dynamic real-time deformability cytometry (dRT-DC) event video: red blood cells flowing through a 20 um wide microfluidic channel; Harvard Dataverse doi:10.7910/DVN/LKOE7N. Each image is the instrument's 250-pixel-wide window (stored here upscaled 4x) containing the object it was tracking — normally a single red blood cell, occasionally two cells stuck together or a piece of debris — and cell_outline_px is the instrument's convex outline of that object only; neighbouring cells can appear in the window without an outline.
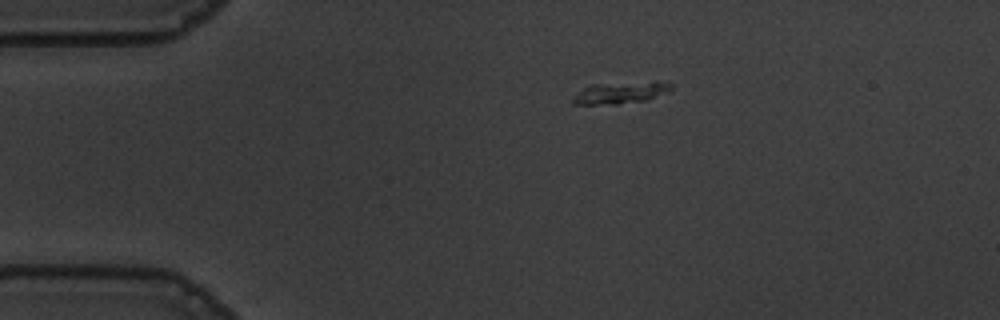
{"species": "common noctule bat (a hibernating species)", "species_latin": "Nyctalus noctula", "temperature_condition": "warm", "stored_images_in_passage": 45, "camera_frame_rate_fps": 3000, "um_per_image_px": 0.085, "animal": {"sex": "male", "body_mass_g": 19.5, "forearm_length_mm": 54.6}, "frame": {"image": 1, "passage_image": 1, "time_ms": 0.0, "image_size_px": [1000, 320], "cell_outline_px": [[672, 88], [668, 92], [648, 100], [616, 104], [572, 104], [572, 96], [588, 84], [656, 80], [672, 84]], "centroid_in_image_um": [52.75, 7.85], "position_along_channel_um": 32.3, "area_um2": 12.95}}
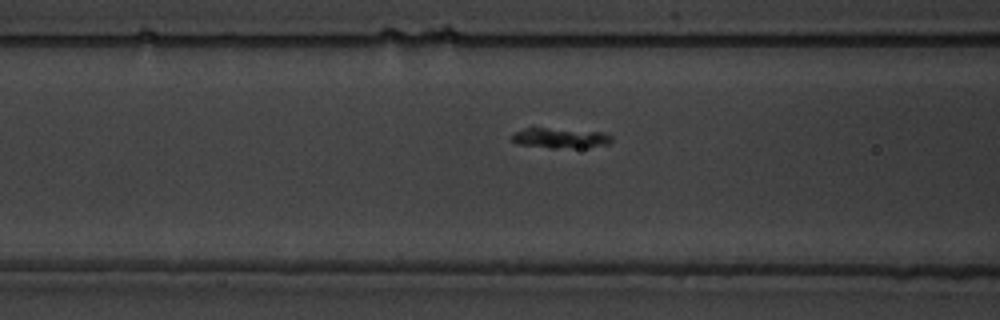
{"frame": {"image": 2, "passage_image": 12, "time_ms": 3.667, "image_size_px": [1000, 320], "cell_outline_px": [[612, 140], [608, 144], [588, 148], [552, 148], [516, 144], [512, 140], [512, 132], [524, 128], [544, 128], [604, 132], [612, 136]], "centroid_in_image_um": [47.62, 11.74], "position_along_channel_um": 119.0, "area_um2": 11.91}}
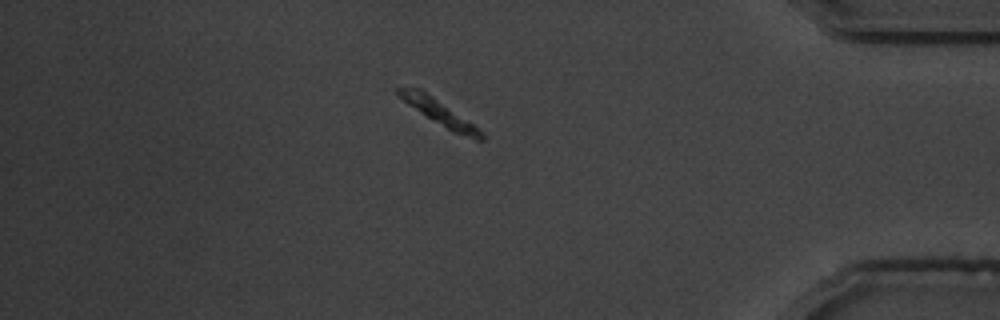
{"frame": {"image": 3, "passage_image": 38, "time_ms": 12.333, "image_size_px": [1000, 320], "cell_outline_px": [[484, 140], [476, 140], [452, 132], [408, 104], [396, 92], [396, 88], [420, 88], [484, 132]], "centroid_in_image_um": [37.38, 9.59], "position_along_channel_um": 397.8, "area_um2": 11.56}}